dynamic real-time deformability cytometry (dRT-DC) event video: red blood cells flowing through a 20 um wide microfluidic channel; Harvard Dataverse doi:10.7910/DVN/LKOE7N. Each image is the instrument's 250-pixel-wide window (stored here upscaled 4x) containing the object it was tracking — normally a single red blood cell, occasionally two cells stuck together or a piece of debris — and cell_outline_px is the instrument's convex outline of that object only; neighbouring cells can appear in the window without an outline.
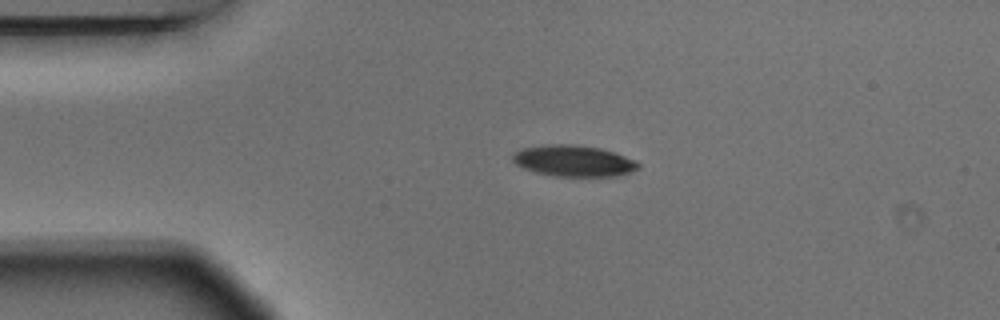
{"species": "Egyptian fruit bat (a non-hibernating species)", "species_latin": "Rousettus aegyptiacus", "temperature_condition": "warm", "stored_images_in_passage": 4, "camera_frame_rate_fps": 3000, "um_per_image_px": 0.085, "animal": {"sex": "male"}, "frame": {"image": 1, "passage_image": 3, "time_ms": 0.667, "image_size_px": [1000, 320], "cell_outline_px": [[640, 168], [632, 172], [616, 176], [556, 176], [536, 172], [524, 168], [516, 164], [512, 160], [512, 156], [520, 148], [544, 144], [572, 144], [600, 148], [636, 160], [640, 164]], "centroid_in_image_um": [48.76, 13.67], "position_along_channel_um": 36.2, "area_um2": 22.89}}